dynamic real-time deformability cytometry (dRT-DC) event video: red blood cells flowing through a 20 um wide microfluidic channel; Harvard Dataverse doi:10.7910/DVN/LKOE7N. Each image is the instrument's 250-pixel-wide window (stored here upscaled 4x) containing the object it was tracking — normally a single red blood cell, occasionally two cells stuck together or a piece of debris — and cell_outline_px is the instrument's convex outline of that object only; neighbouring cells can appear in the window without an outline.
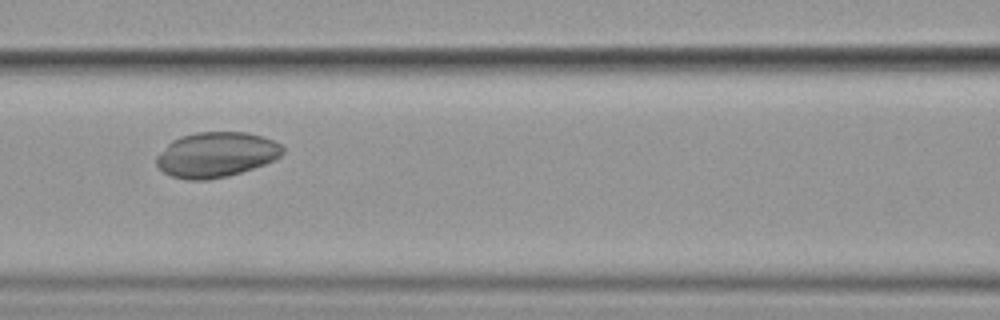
{"species": "common noctule bat (a hibernating species)", "species_latin": "Nyctalus noctula", "temperature_condition": "cold", "stored_images_in_passage": 8, "camera_frame_rate_fps": 3000, "um_per_image_px": 0.085, "animal": {"sex": "female", "body_mass_g": 19.9}, "frame": {"image": 1, "passage_image": 6, "time_ms": 6.0, "image_size_px": [1000, 320], "cell_outline_px": [[284, 152], [280, 156], [264, 164], [228, 176], [208, 180], [188, 180], [172, 176], [164, 172], [156, 164], [156, 156], [172, 140], [180, 136], [196, 132], [248, 132], [264, 136], [280, 144], [284, 148]], "centroid_in_image_um": [18.37, 13.14], "position_along_channel_um": 148.2, "area_um2": 33.18}}
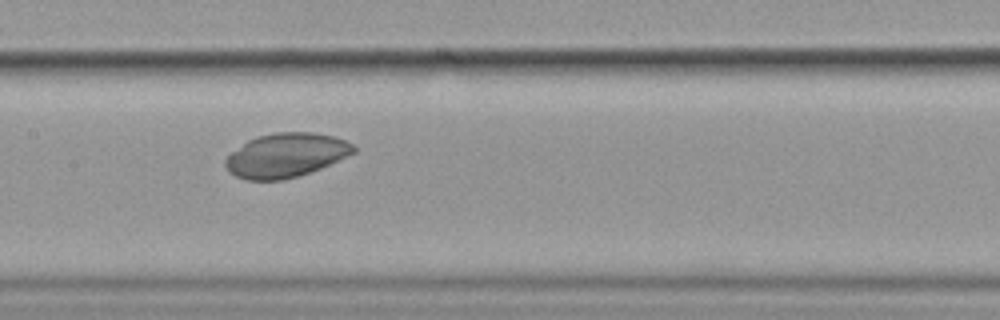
{"frame": {"image": 2, "passage_image": 7, "time_ms": 7.0, "image_size_px": [1000, 320], "cell_outline_px": [[356, 152], [320, 168], [296, 176], [280, 180], [244, 180], [228, 172], [224, 164], [224, 160], [232, 152], [248, 140], [256, 136], [276, 132], [312, 132], [332, 136], [344, 140], [352, 144], [356, 148]], "centroid_in_image_um": [24.27, 13.19], "position_along_channel_um": 183.1, "area_um2": 32.71}}
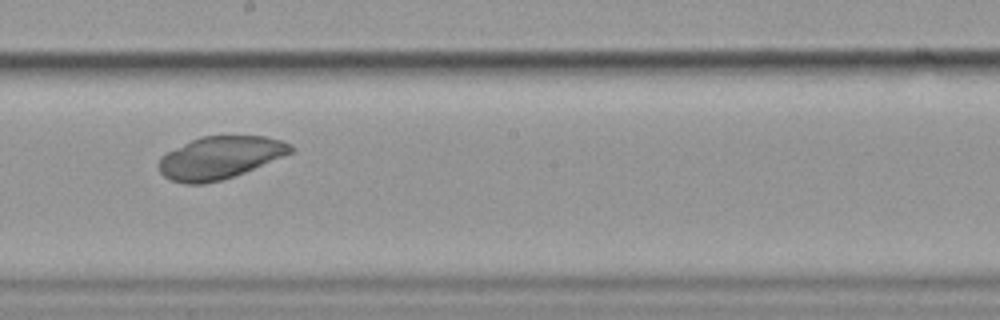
{"frame": {"image": 3, "passage_image": 8, "time_ms": 8.333, "image_size_px": [1000, 320], "cell_outline_px": [[296, 148], [292, 152], [244, 172], [220, 180], [204, 184], [184, 184], [172, 180], [164, 176], [160, 172], [160, 156], [200, 136], [264, 136], [280, 140]], "centroid_in_image_um": [18.68, 13.4], "position_along_channel_um": 229.5, "area_um2": 32.08}}